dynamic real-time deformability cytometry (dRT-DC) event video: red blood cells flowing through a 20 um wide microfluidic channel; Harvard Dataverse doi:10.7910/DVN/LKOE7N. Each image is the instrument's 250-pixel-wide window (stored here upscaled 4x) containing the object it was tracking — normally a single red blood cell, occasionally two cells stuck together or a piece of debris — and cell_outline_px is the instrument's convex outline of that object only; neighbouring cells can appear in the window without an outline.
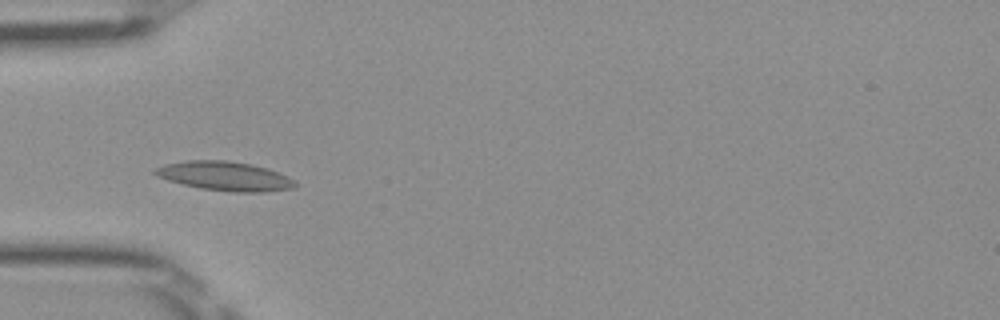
{"species": "Egyptian fruit bat (a non-hibernating species)", "species_latin": "Rousettus aegyptiacus", "temperature_condition": "room temperature", "stored_images_in_passage": 36, "camera_frame_rate_fps": 3000, "um_per_image_px": 0.085, "frame": {"image": 1, "passage_image": 1, "time_ms": 0.0, "image_size_px": [1000, 320], "cell_outline_px": [[296, 184], [292, 188], [264, 192], [232, 192], [200, 188], [168, 180], [156, 176], [152, 172], [152, 168], [164, 164], [184, 160], [228, 160], [268, 168], [288, 176], [296, 180]], "centroid_in_image_um": [19.07, 14.96], "position_along_channel_um": 65.9, "area_um2": 23.93}}
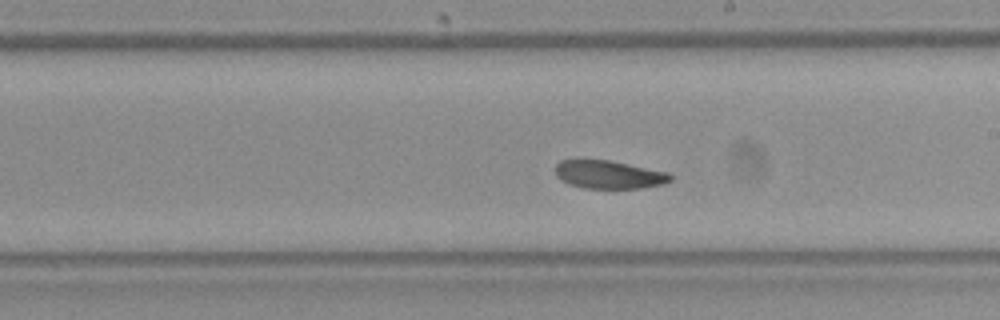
{"frame": {"image": 2, "passage_image": 14, "time_ms": 4.333, "image_size_px": [1000, 320], "cell_outline_px": [[672, 180], [664, 184], [640, 188], [584, 188], [568, 184], [560, 180], [556, 176], [556, 164], [560, 160], [576, 156], [584, 156], [608, 160], [668, 172], [672, 176]], "centroid_in_image_um": [51.65, 14.79], "position_along_channel_um": 237.3, "area_um2": 19.65}}
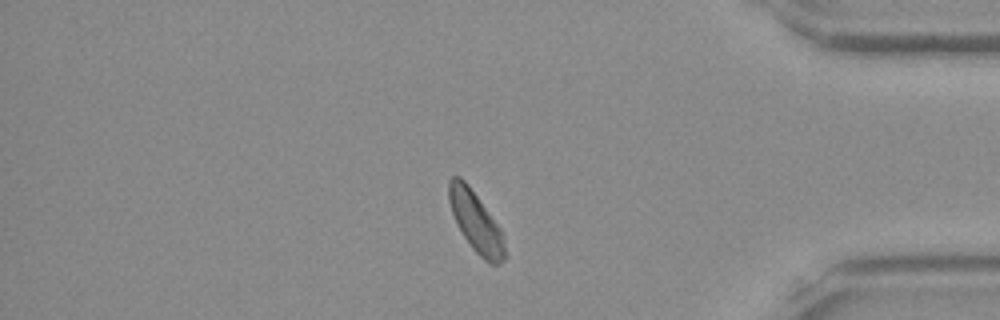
{"frame": {"image": 3, "passage_image": 28, "time_ms": 9.0, "image_size_px": [1000, 320], "cell_outline_px": [[504, 260], [500, 264], [492, 264], [484, 260], [472, 248], [464, 236], [452, 212], [448, 196], [448, 180], [452, 176], [460, 176], [468, 184], [500, 228], [504, 236]], "centroid_in_image_um": [40.44, 18.85], "position_along_channel_um": 394.8, "area_um2": 19.25}, "authors_computed_cell_mechanics": {"area_um2": 19.9121, "velocity_mm_per_s": 3.9687, "shape_relaxation_time_tau1_ms": 3.1885, "shape_relaxation_time_tau2_ms": 1.5334, "deformation_change_tau1": 0.0759, "deformation_change_tau2": 0.0638}}